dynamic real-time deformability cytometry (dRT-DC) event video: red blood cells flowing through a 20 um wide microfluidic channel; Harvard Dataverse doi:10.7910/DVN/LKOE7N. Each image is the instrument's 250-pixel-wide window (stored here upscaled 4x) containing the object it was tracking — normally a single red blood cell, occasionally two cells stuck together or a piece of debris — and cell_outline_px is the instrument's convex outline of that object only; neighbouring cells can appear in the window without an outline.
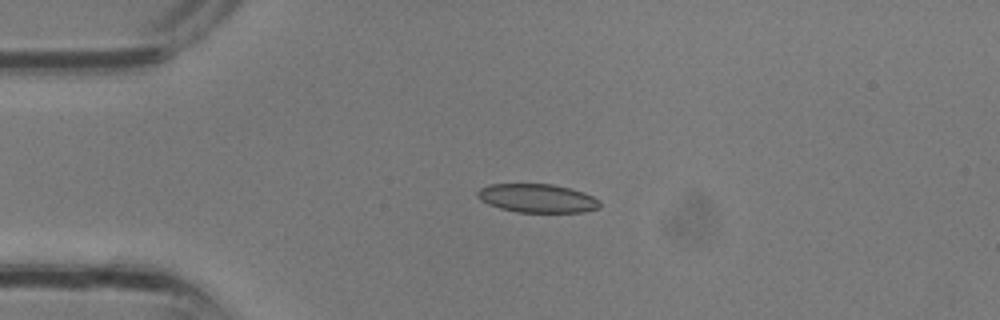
{"species": "common noctule bat (a hibernating species)", "species_latin": "Nyctalus noctula", "temperature_condition": "room temperature", "stored_images_in_passage": 2, "camera_frame_rate_fps": 3000, "um_per_image_px": 0.085, "animal": {"sex": "male", "body_mass_g": 13.3}, "frame": {"image": 1, "passage_image": 2, "time_ms": 0.333, "image_size_px": [1000, 320], "cell_outline_px": [[600, 208], [584, 212], [516, 212], [500, 208], [488, 204], [480, 200], [476, 196], [476, 192], [480, 188], [488, 184], [552, 184], [584, 192], [600, 200]], "centroid_in_image_um": [45.65, 16.85], "position_along_channel_um": 39.3, "area_um2": 20.52}}